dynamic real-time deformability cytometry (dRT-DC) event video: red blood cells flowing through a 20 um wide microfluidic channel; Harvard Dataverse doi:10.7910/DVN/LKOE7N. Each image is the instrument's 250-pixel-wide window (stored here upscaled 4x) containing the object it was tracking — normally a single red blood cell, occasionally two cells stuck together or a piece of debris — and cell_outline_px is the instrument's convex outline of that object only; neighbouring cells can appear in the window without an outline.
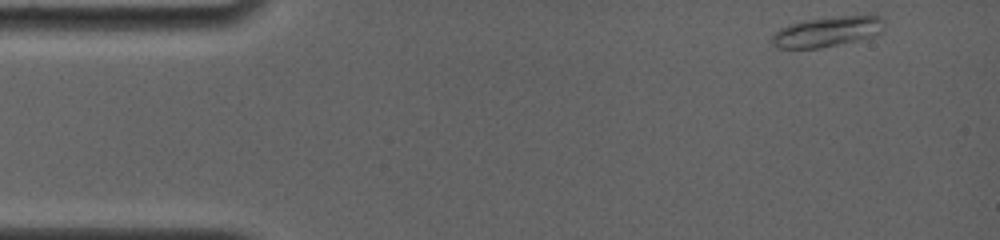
{"species": "common noctule bat (a hibernating species)", "species_latin": "Nyctalus noctula", "temperature_condition": "room temperature", "stored_images_in_passage": 27, "camera_frame_rate_fps": 4000, "um_per_image_px": 0.085, "animal": {"sex": "female", "body_mass_g": 19.0, "forearm_length_mm": 56.7}, "frame": {"image": 1, "passage_image": 1, "time_ms": 0.0, "image_size_px": [1000, 240], "cell_outline_px": [[880, 32], [872, 36], [856, 40], [820, 48], [776, 48], [768, 40], [780, 28], [788, 24], [808, 20], [832, 16], [880, 16]], "centroid_in_image_um": [70.18, 2.7], "position_along_channel_um": 14.8, "area_um2": 19.31}}
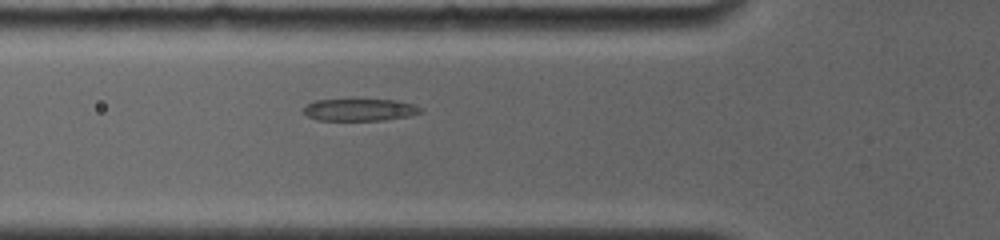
{"frame": {"image": 2, "passage_image": 17, "time_ms": 4.5, "image_size_px": [1000, 240], "cell_outline_px": [[424, 112], [408, 116], [384, 120], [316, 120], [308, 116], [304, 112], [304, 108], [308, 104], [316, 100], [348, 96], [396, 100], [416, 104]], "centroid_in_image_um": [30.58, 9.27], "position_along_channel_um": 95.2, "area_um2": 16.13}}
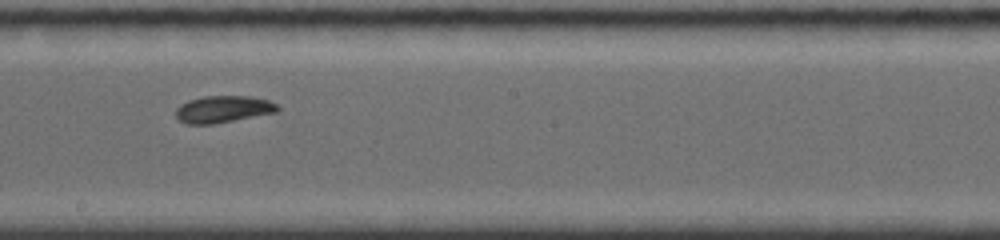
{"frame": {"image": 3, "passage_image": 27, "time_ms": 8.0, "image_size_px": [1000, 240], "cell_outline_px": [[280, 108], [276, 112], [212, 124], [188, 124], [180, 120], [176, 116], [176, 108], [180, 104], [188, 100], [204, 96], [252, 96], [268, 100], [276, 104]], "centroid_in_image_um": [18.95, 9.27], "position_along_channel_um": 229.3, "area_um2": 15.84}}